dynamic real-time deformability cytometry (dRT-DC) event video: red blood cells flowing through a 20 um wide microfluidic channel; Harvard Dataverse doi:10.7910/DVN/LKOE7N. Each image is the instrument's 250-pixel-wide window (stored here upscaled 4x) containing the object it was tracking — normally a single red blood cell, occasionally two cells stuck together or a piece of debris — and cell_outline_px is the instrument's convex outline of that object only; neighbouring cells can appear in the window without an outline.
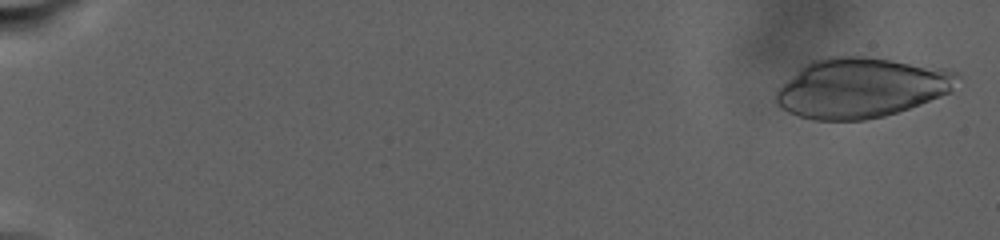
{"species": "human", "species_latin": "Homo sapiens", "temperature_condition": "warm", "stored_images_in_passage": 90, "camera_frame_rate_fps": 3000, "um_per_image_px": 0.085, "donor": {"sex": "male"}, "frame": {"image": 1, "passage_image": 3, "time_ms": 0.667, "image_size_px": [1000, 240], "cell_outline_px": [[960, 76], [952, 92], [920, 104], [884, 116], [864, 120], [812, 120], [788, 112], [780, 108], [772, 100], [776, 92], [804, 64], [812, 60], [828, 56], [864, 56], [892, 60], [944, 68], [960, 72]], "centroid_in_image_um": [73.2, 7.46], "position_along_channel_um": 11.8, "area_um2": 63.46}}
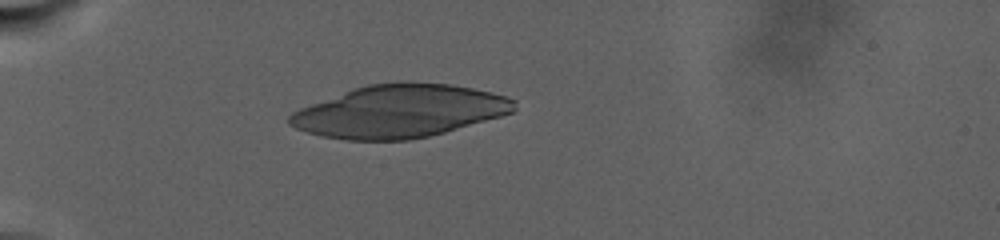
{"frame": {"image": 2, "passage_image": 24, "time_ms": 9.333, "image_size_px": [1000, 240], "cell_outline_px": [[516, 108], [512, 112], [500, 116], [444, 132], [428, 136], [408, 140], [344, 140], [320, 136], [296, 128], [288, 124], [288, 116], [292, 112], [300, 108], [352, 88], [368, 84], [396, 80], [452, 84], [492, 92], [516, 100]], "centroid_in_image_um": [33.93, 9.43], "position_along_channel_um": 51.1, "area_um2": 69.24}}